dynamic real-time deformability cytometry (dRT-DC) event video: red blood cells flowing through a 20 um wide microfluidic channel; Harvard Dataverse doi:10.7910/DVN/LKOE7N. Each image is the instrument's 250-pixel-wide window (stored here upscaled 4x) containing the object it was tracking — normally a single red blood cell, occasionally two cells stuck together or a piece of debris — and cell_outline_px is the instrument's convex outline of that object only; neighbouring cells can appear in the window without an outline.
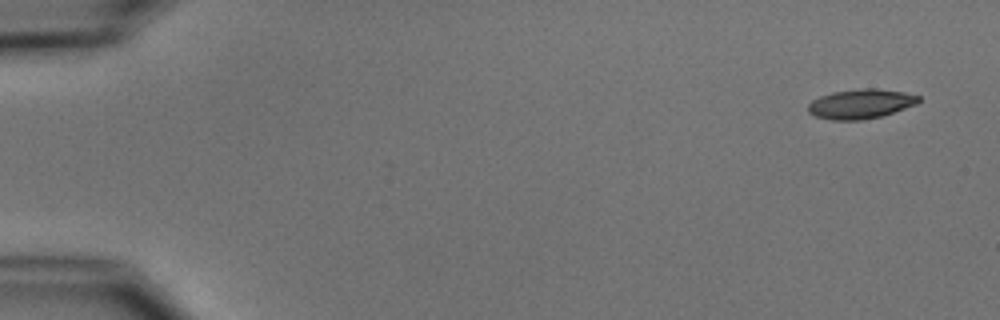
{"species": "common noctule bat (a hibernating species)", "species_latin": "Nyctalus noctula", "temperature_condition": "cold", "stored_images_in_passage": 52, "camera_frame_rate_fps": 3000, "um_per_image_px": 0.085, "animal": {"sex": "male", "body_mass_g": 15.6}, "frame": {"image": 1, "passage_image": 1, "time_ms": 0.0, "image_size_px": [1000, 320], "cell_outline_px": [[920, 100], [916, 104], [880, 116], [860, 120], [832, 120], [816, 116], [808, 112], [808, 104], [812, 100], [820, 96], [832, 92], [860, 88], [876, 88], [904, 92], [920, 96]], "centroid_in_image_um": [73.14, 8.82], "position_along_channel_um": 11.9, "area_um2": 18.9}}
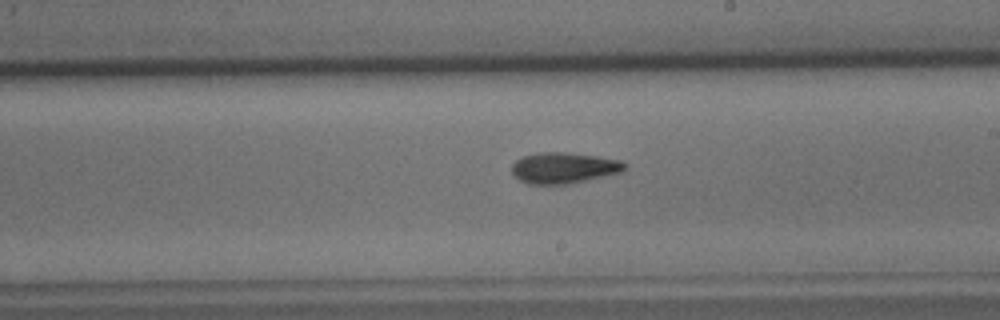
{"frame": {"image": 2, "passage_image": 30, "time_ms": 9.667, "image_size_px": [1000, 320], "cell_outline_px": [[628, 164], [620, 172], [568, 184], [528, 184], [520, 180], [512, 172], [512, 164], [520, 156], [540, 152], [564, 152], [596, 156], [620, 160]], "centroid_in_image_um": [47.88, 14.26], "position_along_channel_um": 241.1, "area_um2": 20.23}}
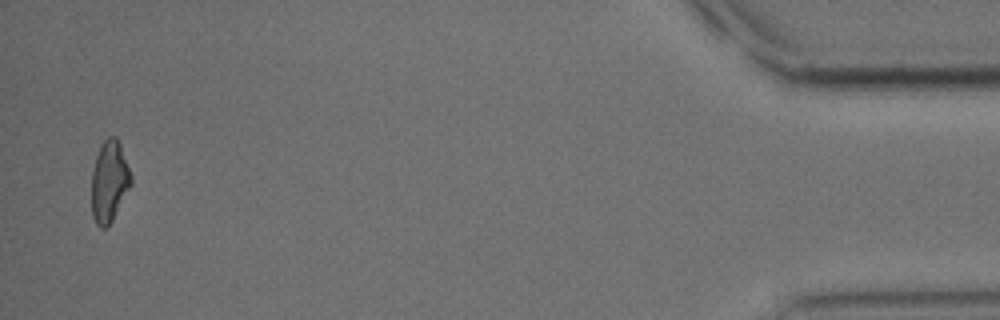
{"frame": {"image": 3, "passage_image": 51, "time_ms": 16.667, "image_size_px": [1000, 320], "cell_outline_px": [[132, 184], [112, 220], [104, 228], [100, 228], [96, 224], [92, 216], [92, 172], [96, 156], [100, 144], [108, 136], [116, 136], [120, 144], [132, 176]], "centroid_in_image_um": [9.29, 15.4], "position_along_channel_um": 425.9, "area_um2": 18.67}, "authors_computed_cell_mechanics": {"area_um2": 19.363, "velocity_mm_per_s": 3.7626, "shape_relaxation_time_tau1_ms": 5.5521, "shape_relaxation_time_tau2_ms": 5.5164, "deformation_change_tau1": 0.1727, "deformation_change_tau2": 0.1464}}